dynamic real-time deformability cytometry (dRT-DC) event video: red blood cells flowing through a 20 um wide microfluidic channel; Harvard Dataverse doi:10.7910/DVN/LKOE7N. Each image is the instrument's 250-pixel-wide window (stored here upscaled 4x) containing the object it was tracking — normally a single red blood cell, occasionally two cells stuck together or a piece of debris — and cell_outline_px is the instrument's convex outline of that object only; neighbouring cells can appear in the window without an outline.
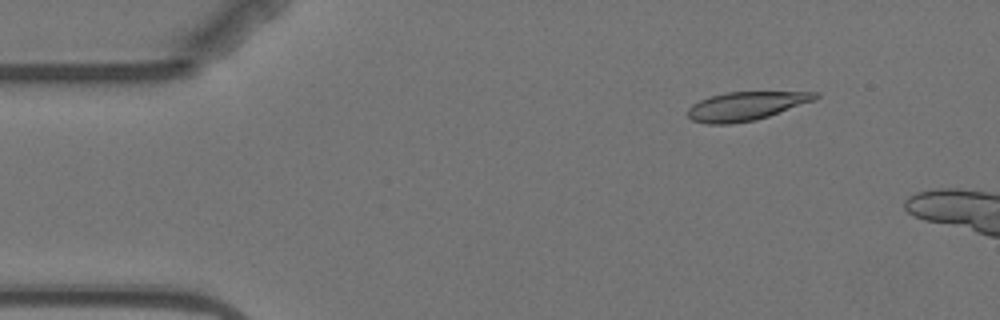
{"species": "Egyptian fruit bat (a non-hibernating species)", "species_latin": "Rousettus aegyptiacus", "temperature_condition": "warm", "stored_images_in_passage": 4, "camera_frame_rate_fps": 3000, "um_per_image_px": 0.085, "animal": {"sex": "female"}, "frame": {"image": 1, "passage_image": 1, "time_ms": 0.0, "image_size_px": [1000, 320], "cell_outline_px": [[820, 96], [816, 100], [756, 120], [732, 124], [708, 124], [692, 120], [688, 116], [688, 108], [692, 104], [700, 100], [712, 96], [728, 92], [820, 92]], "centroid_in_image_um": [63.42, 9.02], "position_along_channel_um": 21.6, "area_um2": 21.21}}